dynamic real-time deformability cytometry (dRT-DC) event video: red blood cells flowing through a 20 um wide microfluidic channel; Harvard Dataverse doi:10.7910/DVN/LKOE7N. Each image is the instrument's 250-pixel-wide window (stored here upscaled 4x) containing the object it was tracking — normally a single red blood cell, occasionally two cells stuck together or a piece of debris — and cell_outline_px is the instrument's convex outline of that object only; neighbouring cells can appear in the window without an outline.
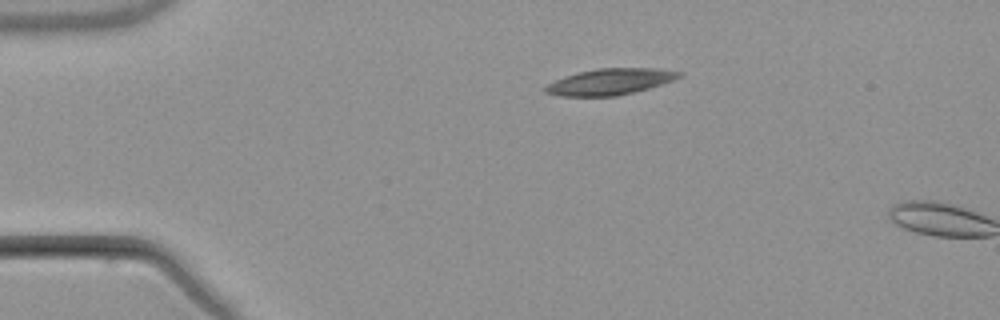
{"species": "common noctule bat (a hibernating species)", "species_latin": "Nyctalus noctula", "temperature_condition": "warm", "stored_images_in_passage": 6, "camera_frame_rate_fps": 3000, "um_per_image_px": 0.085, "animal": {"sex": "male", "body_mass_g": 21.5, "forearm_length_mm": 52.0}, "frame": {"image": 1, "passage_image": 6, "time_ms": 6.333, "image_size_px": [1000, 320], "cell_outline_px": [[684, 72], [680, 76], [672, 80], [648, 88], [616, 96], [560, 96], [544, 92], [544, 88], [548, 84], [564, 76], [596, 68], [656, 68]], "centroid_in_image_um": [51.84, 6.94], "position_along_channel_um": 33.2, "area_um2": 20.17}}